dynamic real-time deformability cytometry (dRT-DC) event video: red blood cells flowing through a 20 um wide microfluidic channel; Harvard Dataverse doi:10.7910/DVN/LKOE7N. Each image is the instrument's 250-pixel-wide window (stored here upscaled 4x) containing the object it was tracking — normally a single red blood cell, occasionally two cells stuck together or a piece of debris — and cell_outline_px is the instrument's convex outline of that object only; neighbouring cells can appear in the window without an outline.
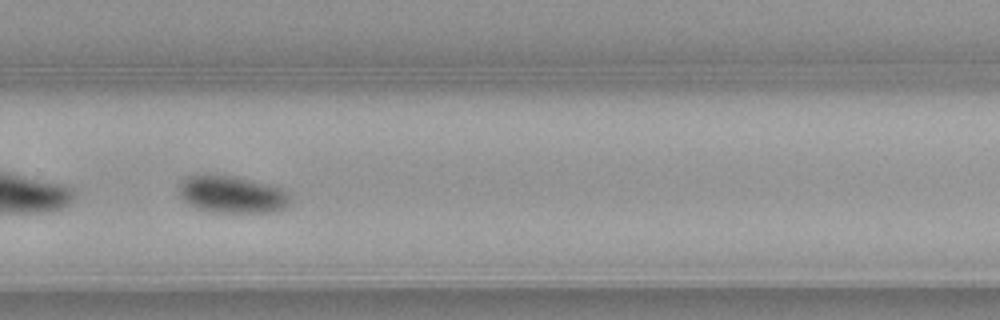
{"species": "common noctule bat (a hibernating species)", "species_latin": "Nyctalus noctula", "temperature_condition": "warm", "stored_images_in_passage": 52, "camera_frame_rate_fps": 3000, "um_per_image_px": 0.085, "animal": {"sex": "female", "body_mass_g": 21.9}, "frame": {"image": 1, "passage_image": 35, "time_ms": 11.333, "image_size_px": [1000, 320], "cell_outline_px": [[288, 204], [284, 208], [272, 212], [212, 212], [196, 208], [188, 204], [180, 196], [180, 184], [188, 176], [200, 172], [208, 172], [232, 176], [268, 184], [280, 188], [288, 196]], "centroid_in_image_um": [19.64, 16.5], "position_along_channel_um": 310.2, "area_um2": 24.16}}
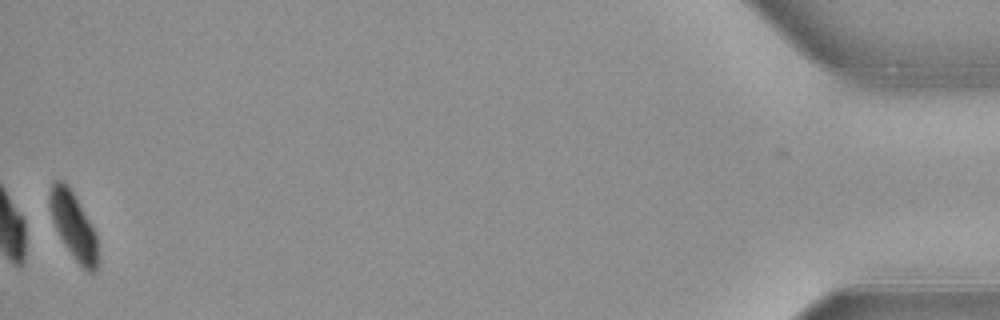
{"frame": {"image": 2, "passage_image": 52, "time_ms": 17.0, "image_size_px": [1000, 320], "cell_outline_px": [[100, 256], [96, 272], [88, 272], [76, 260], [64, 244], [52, 220], [48, 208], [48, 192], [52, 180], [64, 180], [68, 184], [96, 232]], "centroid_in_image_um": [6.24, 19.16], "position_along_channel_um": 429.0, "area_um2": 19.19}, "authors_computed_cell_mechanics": {"area_um2": 25.8655, "velocity_mm_per_s": 3.8543, "shape_relaxation_time_tau1_ms": 2.1743, "shape_relaxation_time_tau2_ms": null, "deformation_change_tau1": 0.1112, "deformation_change_tau2": null}}